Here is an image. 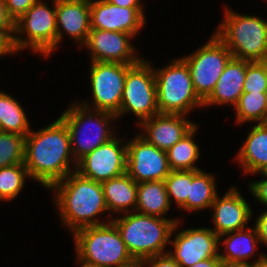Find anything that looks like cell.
<instances>
[{
	"label": "cell",
	"mask_w": 267,
	"mask_h": 267,
	"mask_svg": "<svg viewBox=\"0 0 267 267\" xmlns=\"http://www.w3.org/2000/svg\"><path fill=\"white\" fill-rule=\"evenodd\" d=\"M73 159L70 134L59 117L36 132L31 130L26 136L24 165L29 177L47 189L76 171L77 162Z\"/></svg>",
	"instance_id": "obj_1"
},
{
	"label": "cell",
	"mask_w": 267,
	"mask_h": 267,
	"mask_svg": "<svg viewBox=\"0 0 267 267\" xmlns=\"http://www.w3.org/2000/svg\"><path fill=\"white\" fill-rule=\"evenodd\" d=\"M54 190V204L58 208L59 217L70 233L112 221H101L99 214L108 211L100 182L81 176L74 171L50 188Z\"/></svg>",
	"instance_id": "obj_2"
},
{
	"label": "cell",
	"mask_w": 267,
	"mask_h": 267,
	"mask_svg": "<svg viewBox=\"0 0 267 267\" xmlns=\"http://www.w3.org/2000/svg\"><path fill=\"white\" fill-rule=\"evenodd\" d=\"M122 215L120 218H112L111 222L133 258L147 259L168 253L165 248L180 225V219L160 218L136 211Z\"/></svg>",
	"instance_id": "obj_3"
},
{
	"label": "cell",
	"mask_w": 267,
	"mask_h": 267,
	"mask_svg": "<svg viewBox=\"0 0 267 267\" xmlns=\"http://www.w3.org/2000/svg\"><path fill=\"white\" fill-rule=\"evenodd\" d=\"M224 20L213 32L230 50L233 58L249 62L267 61V21L238 14L226 6Z\"/></svg>",
	"instance_id": "obj_4"
},
{
	"label": "cell",
	"mask_w": 267,
	"mask_h": 267,
	"mask_svg": "<svg viewBox=\"0 0 267 267\" xmlns=\"http://www.w3.org/2000/svg\"><path fill=\"white\" fill-rule=\"evenodd\" d=\"M59 118L68 128L71 152L76 162L115 137V133H112L115 127L111 128V123L116 121V115L106 111H92L80 102H72ZM92 127L94 131L89 132Z\"/></svg>",
	"instance_id": "obj_5"
},
{
	"label": "cell",
	"mask_w": 267,
	"mask_h": 267,
	"mask_svg": "<svg viewBox=\"0 0 267 267\" xmlns=\"http://www.w3.org/2000/svg\"><path fill=\"white\" fill-rule=\"evenodd\" d=\"M72 237L79 265L116 267L132 258L112 222L79 229Z\"/></svg>",
	"instance_id": "obj_6"
},
{
	"label": "cell",
	"mask_w": 267,
	"mask_h": 267,
	"mask_svg": "<svg viewBox=\"0 0 267 267\" xmlns=\"http://www.w3.org/2000/svg\"><path fill=\"white\" fill-rule=\"evenodd\" d=\"M51 2L53 9L40 0L14 22L12 46L15 54L29 47L33 53L49 57L57 49L56 0Z\"/></svg>",
	"instance_id": "obj_7"
},
{
	"label": "cell",
	"mask_w": 267,
	"mask_h": 267,
	"mask_svg": "<svg viewBox=\"0 0 267 267\" xmlns=\"http://www.w3.org/2000/svg\"><path fill=\"white\" fill-rule=\"evenodd\" d=\"M154 69L160 114H189L203 101L195 93L188 65L180 58Z\"/></svg>",
	"instance_id": "obj_8"
},
{
	"label": "cell",
	"mask_w": 267,
	"mask_h": 267,
	"mask_svg": "<svg viewBox=\"0 0 267 267\" xmlns=\"http://www.w3.org/2000/svg\"><path fill=\"white\" fill-rule=\"evenodd\" d=\"M154 68L149 61L142 58L127 70L117 118L130 112L137 116V124H140L159 114Z\"/></svg>",
	"instance_id": "obj_9"
},
{
	"label": "cell",
	"mask_w": 267,
	"mask_h": 267,
	"mask_svg": "<svg viewBox=\"0 0 267 267\" xmlns=\"http://www.w3.org/2000/svg\"><path fill=\"white\" fill-rule=\"evenodd\" d=\"M232 58L230 50L215 34L197 51L181 58L188 65L195 93L202 101L211 94Z\"/></svg>",
	"instance_id": "obj_10"
},
{
	"label": "cell",
	"mask_w": 267,
	"mask_h": 267,
	"mask_svg": "<svg viewBox=\"0 0 267 267\" xmlns=\"http://www.w3.org/2000/svg\"><path fill=\"white\" fill-rule=\"evenodd\" d=\"M132 65L134 64L91 62L89 80L94 104L92 107L88 102H82V105L117 115L121 107L127 70Z\"/></svg>",
	"instance_id": "obj_11"
},
{
	"label": "cell",
	"mask_w": 267,
	"mask_h": 267,
	"mask_svg": "<svg viewBox=\"0 0 267 267\" xmlns=\"http://www.w3.org/2000/svg\"><path fill=\"white\" fill-rule=\"evenodd\" d=\"M116 136L86 154L77 162L76 172L81 176L103 182L126 173L127 144Z\"/></svg>",
	"instance_id": "obj_12"
},
{
	"label": "cell",
	"mask_w": 267,
	"mask_h": 267,
	"mask_svg": "<svg viewBox=\"0 0 267 267\" xmlns=\"http://www.w3.org/2000/svg\"><path fill=\"white\" fill-rule=\"evenodd\" d=\"M126 173L138 184L164 181L170 173L167 152L147 142L139 134L128 140Z\"/></svg>",
	"instance_id": "obj_13"
},
{
	"label": "cell",
	"mask_w": 267,
	"mask_h": 267,
	"mask_svg": "<svg viewBox=\"0 0 267 267\" xmlns=\"http://www.w3.org/2000/svg\"><path fill=\"white\" fill-rule=\"evenodd\" d=\"M175 234L170 240L174 249L168 253L180 267H191L219 255V236L211 228H189Z\"/></svg>",
	"instance_id": "obj_14"
},
{
	"label": "cell",
	"mask_w": 267,
	"mask_h": 267,
	"mask_svg": "<svg viewBox=\"0 0 267 267\" xmlns=\"http://www.w3.org/2000/svg\"><path fill=\"white\" fill-rule=\"evenodd\" d=\"M128 33L91 29L85 47L90 51L91 62L137 64L142 58L136 54Z\"/></svg>",
	"instance_id": "obj_15"
},
{
	"label": "cell",
	"mask_w": 267,
	"mask_h": 267,
	"mask_svg": "<svg viewBox=\"0 0 267 267\" xmlns=\"http://www.w3.org/2000/svg\"><path fill=\"white\" fill-rule=\"evenodd\" d=\"M143 9L119 7L107 0H90L91 29L123 32L135 37L146 24Z\"/></svg>",
	"instance_id": "obj_16"
},
{
	"label": "cell",
	"mask_w": 267,
	"mask_h": 267,
	"mask_svg": "<svg viewBox=\"0 0 267 267\" xmlns=\"http://www.w3.org/2000/svg\"><path fill=\"white\" fill-rule=\"evenodd\" d=\"M236 188L233 186L221 198L217 194L211 205L212 230L218 236L246 228L252 218V208Z\"/></svg>",
	"instance_id": "obj_17"
},
{
	"label": "cell",
	"mask_w": 267,
	"mask_h": 267,
	"mask_svg": "<svg viewBox=\"0 0 267 267\" xmlns=\"http://www.w3.org/2000/svg\"><path fill=\"white\" fill-rule=\"evenodd\" d=\"M139 134L147 142L163 151H168L180 141L196 124L181 114H157L138 124Z\"/></svg>",
	"instance_id": "obj_18"
},
{
	"label": "cell",
	"mask_w": 267,
	"mask_h": 267,
	"mask_svg": "<svg viewBox=\"0 0 267 267\" xmlns=\"http://www.w3.org/2000/svg\"><path fill=\"white\" fill-rule=\"evenodd\" d=\"M57 48L64 32L83 47L91 31L90 0H56Z\"/></svg>",
	"instance_id": "obj_19"
},
{
	"label": "cell",
	"mask_w": 267,
	"mask_h": 267,
	"mask_svg": "<svg viewBox=\"0 0 267 267\" xmlns=\"http://www.w3.org/2000/svg\"><path fill=\"white\" fill-rule=\"evenodd\" d=\"M258 243H260V239L255 226L253 229L251 227H246L241 230L220 235L219 246L222 247L225 245L224 250L226 251L223 253L219 252V258L222 263L246 265L262 263L267 259V255L262 253L258 256V259L255 258L256 260L254 262L250 263V260L249 262L247 261L251 257L254 258L253 256L256 253V246Z\"/></svg>",
	"instance_id": "obj_20"
},
{
	"label": "cell",
	"mask_w": 267,
	"mask_h": 267,
	"mask_svg": "<svg viewBox=\"0 0 267 267\" xmlns=\"http://www.w3.org/2000/svg\"><path fill=\"white\" fill-rule=\"evenodd\" d=\"M245 76L246 60L232 58L211 94L203 101V107L224 104L235 107L243 93Z\"/></svg>",
	"instance_id": "obj_21"
},
{
	"label": "cell",
	"mask_w": 267,
	"mask_h": 267,
	"mask_svg": "<svg viewBox=\"0 0 267 267\" xmlns=\"http://www.w3.org/2000/svg\"><path fill=\"white\" fill-rule=\"evenodd\" d=\"M236 155V161L245 174H257L267 167V124L252 126L246 140Z\"/></svg>",
	"instance_id": "obj_22"
},
{
	"label": "cell",
	"mask_w": 267,
	"mask_h": 267,
	"mask_svg": "<svg viewBox=\"0 0 267 267\" xmlns=\"http://www.w3.org/2000/svg\"><path fill=\"white\" fill-rule=\"evenodd\" d=\"M101 185L109 213L123 214L135 211L137 183L127 173L103 181Z\"/></svg>",
	"instance_id": "obj_23"
},
{
	"label": "cell",
	"mask_w": 267,
	"mask_h": 267,
	"mask_svg": "<svg viewBox=\"0 0 267 267\" xmlns=\"http://www.w3.org/2000/svg\"><path fill=\"white\" fill-rule=\"evenodd\" d=\"M164 181H148L137 184V203L135 211L165 218L171 210Z\"/></svg>",
	"instance_id": "obj_24"
},
{
	"label": "cell",
	"mask_w": 267,
	"mask_h": 267,
	"mask_svg": "<svg viewBox=\"0 0 267 267\" xmlns=\"http://www.w3.org/2000/svg\"><path fill=\"white\" fill-rule=\"evenodd\" d=\"M215 176L204 170H192V183L187 201L180 207L186 211H202L211 208L217 196Z\"/></svg>",
	"instance_id": "obj_25"
},
{
	"label": "cell",
	"mask_w": 267,
	"mask_h": 267,
	"mask_svg": "<svg viewBox=\"0 0 267 267\" xmlns=\"http://www.w3.org/2000/svg\"><path fill=\"white\" fill-rule=\"evenodd\" d=\"M197 124L175 145L167 151L170 170H202L195 164L200 158V149L194 141Z\"/></svg>",
	"instance_id": "obj_26"
},
{
	"label": "cell",
	"mask_w": 267,
	"mask_h": 267,
	"mask_svg": "<svg viewBox=\"0 0 267 267\" xmlns=\"http://www.w3.org/2000/svg\"><path fill=\"white\" fill-rule=\"evenodd\" d=\"M0 131L27 136L29 121L20 103L4 91H0Z\"/></svg>",
	"instance_id": "obj_27"
},
{
	"label": "cell",
	"mask_w": 267,
	"mask_h": 267,
	"mask_svg": "<svg viewBox=\"0 0 267 267\" xmlns=\"http://www.w3.org/2000/svg\"><path fill=\"white\" fill-rule=\"evenodd\" d=\"M267 93L243 92L238 103L234 107L236 111V123L246 122L265 123V108Z\"/></svg>",
	"instance_id": "obj_28"
},
{
	"label": "cell",
	"mask_w": 267,
	"mask_h": 267,
	"mask_svg": "<svg viewBox=\"0 0 267 267\" xmlns=\"http://www.w3.org/2000/svg\"><path fill=\"white\" fill-rule=\"evenodd\" d=\"M26 178H30L24 164L0 168V200H14L24 188Z\"/></svg>",
	"instance_id": "obj_29"
},
{
	"label": "cell",
	"mask_w": 267,
	"mask_h": 267,
	"mask_svg": "<svg viewBox=\"0 0 267 267\" xmlns=\"http://www.w3.org/2000/svg\"><path fill=\"white\" fill-rule=\"evenodd\" d=\"M25 139L26 136L0 131V168L24 164Z\"/></svg>",
	"instance_id": "obj_30"
},
{
	"label": "cell",
	"mask_w": 267,
	"mask_h": 267,
	"mask_svg": "<svg viewBox=\"0 0 267 267\" xmlns=\"http://www.w3.org/2000/svg\"><path fill=\"white\" fill-rule=\"evenodd\" d=\"M170 204L180 208L186 201L192 183V170H171L164 180Z\"/></svg>",
	"instance_id": "obj_31"
},
{
	"label": "cell",
	"mask_w": 267,
	"mask_h": 267,
	"mask_svg": "<svg viewBox=\"0 0 267 267\" xmlns=\"http://www.w3.org/2000/svg\"><path fill=\"white\" fill-rule=\"evenodd\" d=\"M243 92L267 93V61H246V76Z\"/></svg>",
	"instance_id": "obj_32"
},
{
	"label": "cell",
	"mask_w": 267,
	"mask_h": 267,
	"mask_svg": "<svg viewBox=\"0 0 267 267\" xmlns=\"http://www.w3.org/2000/svg\"><path fill=\"white\" fill-rule=\"evenodd\" d=\"M40 0H5L8 15L15 22L23 15L31 6Z\"/></svg>",
	"instance_id": "obj_33"
},
{
	"label": "cell",
	"mask_w": 267,
	"mask_h": 267,
	"mask_svg": "<svg viewBox=\"0 0 267 267\" xmlns=\"http://www.w3.org/2000/svg\"><path fill=\"white\" fill-rule=\"evenodd\" d=\"M261 176L263 175L262 180L260 181H253L249 183L248 186L250 189V193L253 195L254 198L259 201V203L267 206V176L263 172H259Z\"/></svg>",
	"instance_id": "obj_34"
},
{
	"label": "cell",
	"mask_w": 267,
	"mask_h": 267,
	"mask_svg": "<svg viewBox=\"0 0 267 267\" xmlns=\"http://www.w3.org/2000/svg\"><path fill=\"white\" fill-rule=\"evenodd\" d=\"M0 30L12 40L14 21L7 13L5 0H0Z\"/></svg>",
	"instance_id": "obj_35"
},
{
	"label": "cell",
	"mask_w": 267,
	"mask_h": 267,
	"mask_svg": "<svg viewBox=\"0 0 267 267\" xmlns=\"http://www.w3.org/2000/svg\"><path fill=\"white\" fill-rule=\"evenodd\" d=\"M146 267H180L169 253L152 256L145 259Z\"/></svg>",
	"instance_id": "obj_36"
},
{
	"label": "cell",
	"mask_w": 267,
	"mask_h": 267,
	"mask_svg": "<svg viewBox=\"0 0 267 267\" xmlns=\"http://www.w3.org/2000/svg\"><path fill=\"white\" fill-rule=\"evenodd\" d=\"M255 228L257 230L260 243L267 247V210L264 212L262 211V213L257 216Z\"/></svg>",
	"instance_id": "obj_37"
},
{
	"label": "cell",
	"mask_w": 267,
	"mask_h": 267,
	"mask_svg": "<svg viewBox=\"0 0 267 267\" xmlns=\"http://www.w3.org/2000/svg\"><path fill=\"white\" fill-rule=\"evenodd\" d=\"M12 53H15L12 46V40L0 30V57Z\"/></svg>",
	"instance_id": "obj_38"
},
{
	"label": "cell",
	"mask_w": 267,
	"mask_h": 267,
	"mask_svg": "<svg viewBox=\"0 0 267 267\" xmlns=\"http://www.w3.org/2000/svg\"><path fill=\"white\" fill-rule=\"evenodd\" d=\"M107 1L119 7L144 8V6L141 4L142 3L141 0H107Z\"/></svg>",
	"instance_id": "obj_39"
},
{
	"label": "cell",
	"mask_w": 267,
	"mask_h": 267,
	"mask_svg": "<svg viewBox=\"0 0 267 267\" xmlns=\"http://www.w3.org/2000/svg\"><path fill=\"white\" fill-rule=\"evenodd\" d=\"M221 259L219 258V255L214 258L206 259L197 262L196 264L192 265L191 267H220L221 265Z\"/></svg>",
	"instance_id": "obj_40"
},
{
	"label": "cell",
	"mask_w": 267,
	"mask_h": 267,
	"mask_svg": "<svg viewBox=\"0 0 267 267\" xmlns=\"http://www.w3.org/2000/svg\"><path fill=\"white\" fill-rule=\"evenodd\" d=\"M145 265V259L132 257L128 261L120 263L116 267H145Z\"/></svg>",
	"instance_id": "obj_41"
},
{
	"label": "cell",
	"mask_w": 267,
	"mask_h": 267,
	"mask_svg": "<svg viewBox=\"0 0 267 267\" xmlns=\"http://www.w3.org/2000/svg\"><path fill=\"white\" fill-rule=\"evenodd\" d=\"M220 267H252V265L221 263Z\"/></svg>",
	"instance_id": "obj_42"
},
{
	"label": "cell",
	"mask_w": 267,
	"mask_h": 267,
	"mask_svg": "<svg viewBox=\"0 0 267 267\" xmlns=\"http://www.w3.org/2000/svg\"><path fill=\"white\" fill-rule=\"evenodd\" d=\"M252 267H267V259L259 264H252Z\"/></svg>",
	"instance_id": "obj_43"
},
{
	"label": "cell",
	"mask_w": 267,
	"mask_h": 267,
	"mask_svg": "<svg viewBox=\"0 0 267 267\" xmlns=\"http://www.w3.org/2000/svg\"><path fill=\"white\" fill-rule=\"evenodd\" d=\"M265 123L267 124V101H266V108H265Z\"/></svg>",
	"instance_id": "obj_44"
},
{
	"label": "cell",
	"mask_w": 267,
	"mask_h": 267,
	"mask_svg": "<svg viewBox=\"0 0 267 267\" xmlns=\"http://www.w3.org/2000/svg\"><path fill=\"white\" fill-rule=\"evenodd\" d=\"M80 267H102V266H95V265H80Z\"/></svg>",
	"instance_id": "obj_45"
},
{
	"label": "cell",
	"mask_w": 267,
	"mask_h": 267,
	"mask_svg": "<svg viewBox=\"0 0 267 267\" xmlns=\"http://www.w3.org/2000/svg\"><path fill=\"white\" fill-rule=\"evenodd\" d=\"M262 172L267 176V167Z\"/></svg>",
	"instance_id": "obj_46"
}]
</instances>
